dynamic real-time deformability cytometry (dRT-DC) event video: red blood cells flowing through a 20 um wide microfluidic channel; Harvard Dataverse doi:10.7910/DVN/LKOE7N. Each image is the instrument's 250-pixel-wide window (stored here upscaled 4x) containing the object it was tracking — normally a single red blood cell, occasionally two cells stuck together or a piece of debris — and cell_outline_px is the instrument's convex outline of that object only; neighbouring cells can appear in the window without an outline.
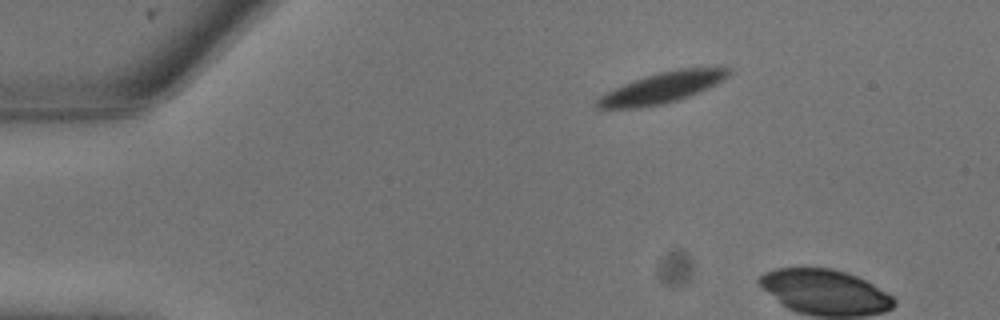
{"species": "common noctule bat (a hibernating species)", "species_latin": "Nyctalus noctula", "temperature_condition": "warm", "stored_images_in_passage": 3, "camera_frame_rate_fps": 3000, "um_per_image_px": 0.085, "animal": {"sex": "male", "body_mass_g": 13.3}, "frame": {"image": 1, "passage_image": 1, "time_ms": 0.0, "image_size_px": [1000, 320], "cell_outline_px": [[732, 72], [724, 80], [700, 92], [680, 100], [664, 104], [640, 108], [596, 108], [592, 104], [600, 96], [624, 84], [660, 72], [680, 68], [732, 68]], "centroid_in_image_um": [56.3, 7.48], "position_along_channel_um": 28.7, "area_um2": 23.41}}